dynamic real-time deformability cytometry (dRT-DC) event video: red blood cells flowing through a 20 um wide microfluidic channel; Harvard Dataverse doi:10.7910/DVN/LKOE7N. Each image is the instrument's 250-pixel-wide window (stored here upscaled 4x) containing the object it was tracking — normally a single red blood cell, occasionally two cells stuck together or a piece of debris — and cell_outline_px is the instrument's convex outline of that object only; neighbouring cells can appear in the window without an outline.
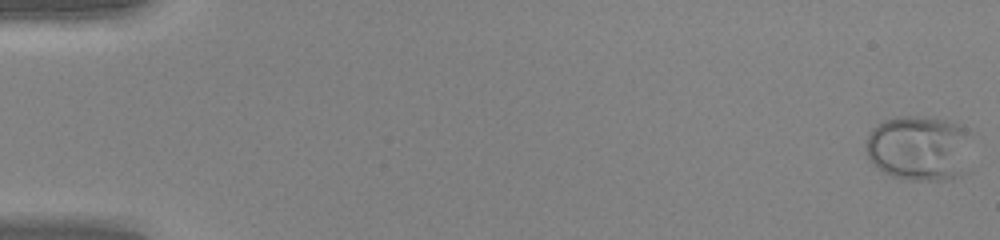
{"species": "human", "species_latin": "Homo sapiens", "temperature_condition": "warm", "stored_images_in_passage": 50, "camera_frame_rate_fps": 3000, "um_per_image_px": 0.085, "donor": {"sex": "female"}, "frame": {"image": 1, "passage_image": 1, "time_ms": 0.0, "image_size_px": [1000, 240], "cell_outline_px": [[972, 132], [968, 172], [952, 180], [908, 180], [892, 176], [884, 172], [868, 160], [868, 132], [872, 128], [884, 120], [900, 116], [924, 116], [944, 120], [956, 124]], "centroid_in_image_um": [78.21, 12.61], "position_along_channel_um": 6.8, "area_um2": 41.1}}
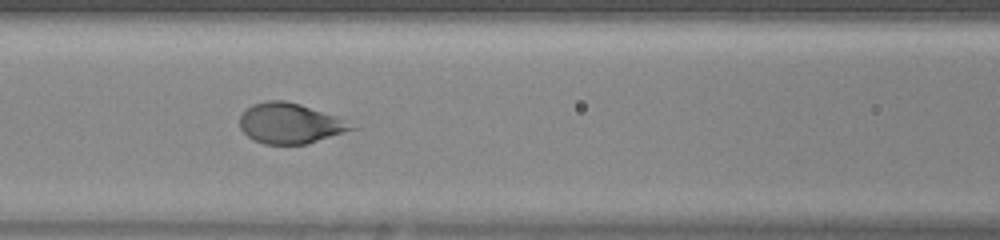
{"frame": {"image": 2, "passage_image": 23, "time_ms": 7.333, "image_size_px": [1000, 240], "cell_outline_px": [[356, 128], [308, 144], [264, 144], [252, 140], [240, 128], [240, 116], [244, 108], [252, 104], [264, 100], [284, 100], [300, 104], [336, 116]], "centroid_in_image_um": [24.57, 10.48], "position_along_channel_um": 142.0, "area_um2": 26.18}}
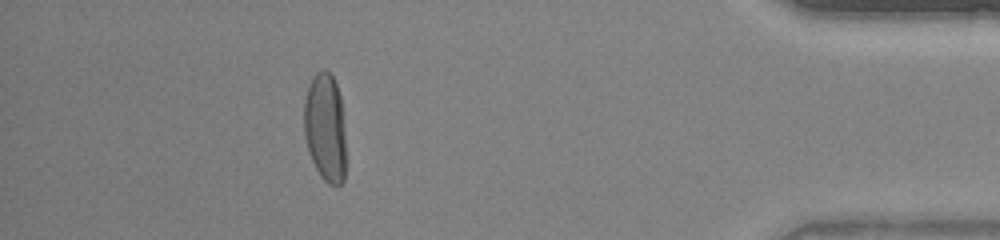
{"frame": {"image": 3, "passage_image": 45, "time_ms": 14.667, "image_size_px": [1000, 240], "cell_outline_px": [[344, 180], [336, 188], [328, 184], [320, 176], [308, 152], [304, 136], [304, 100], [312, 76], [316, 72], [324, 68], [332, 76], [336, 84], [340, 96], [344, 132]], "centroid_in_image_um": [27.62, 10.85], "position_along_channel_um": 407.6, "area_um2": 26.53}, "authors_computed_cell_mechanics": {"area_um2": 27.744, "velocity_mm_per_s": 4.2595, "shape_relaxation_time_tau1_ms": 3.2899, "shape_relaxation_time_tau2_ms": null, "deformation_change_tau1": 0.2414, "deformation_change_tau2": null}}